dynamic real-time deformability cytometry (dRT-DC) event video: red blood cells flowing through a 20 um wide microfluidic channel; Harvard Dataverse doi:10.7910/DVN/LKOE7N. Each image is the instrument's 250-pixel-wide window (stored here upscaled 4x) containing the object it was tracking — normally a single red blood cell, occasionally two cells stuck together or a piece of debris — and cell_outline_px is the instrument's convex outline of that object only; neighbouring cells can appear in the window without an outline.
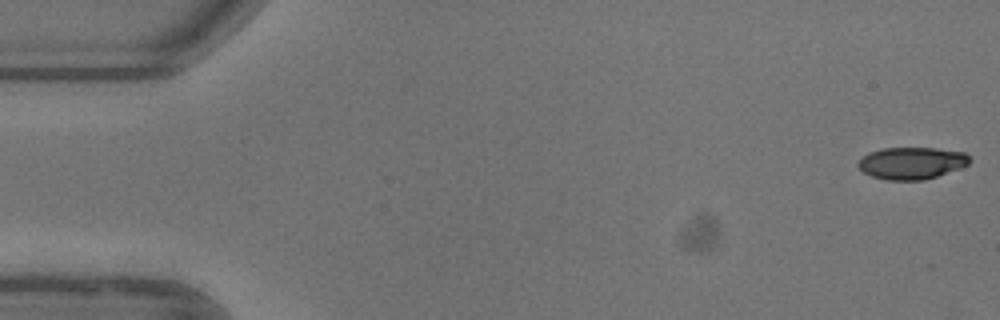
{"species": "common noctule bat (a hibernating species)", "species_latin": "Nyctalus noctula", "temperature_condition": "warm", "stored_images_in_passage": 53, "camera_frame_rate_fps": 3000, "um_per_image_px": 0.085, "animal": {"sex": "female"}, "frame": {"image": 1, "passage_image": 1, "time_ms": 0.0, "image_size_px": [1000, 320], "cell_outline_px": [[972, 160], [968, 164], [936, 176], [924, 180], [888, 180], [872, 176], [864, 172], [856, 164], [868, 152], [884, 148], [936, 148], [964, 152]], "centroid_in_image_um": [77.48, 13.85], "position_along_channel_um": 7.5, "area_um2": 20.58}}
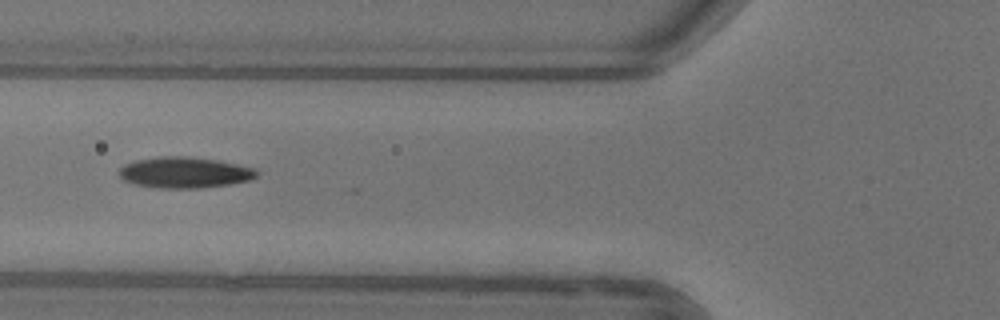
{"frame": {"image": 2, "passage_image": 20, "time_ms": 6.333, "image_size_px": [1000, 320], "cell_outline_px": [[260, 172], [252, 180], [228, 184], [200, 188], [160, 188], [136, 184], [124, 180], [120, 176], [120, 168], [124, 164], [136, 160], [156, 156], [188, 156], [220, 160], [256, 168]], "centroid_in_image_um": [15.74, 14.65], "position_along_channel_um": 110.1, "area_um2": 25.03}}
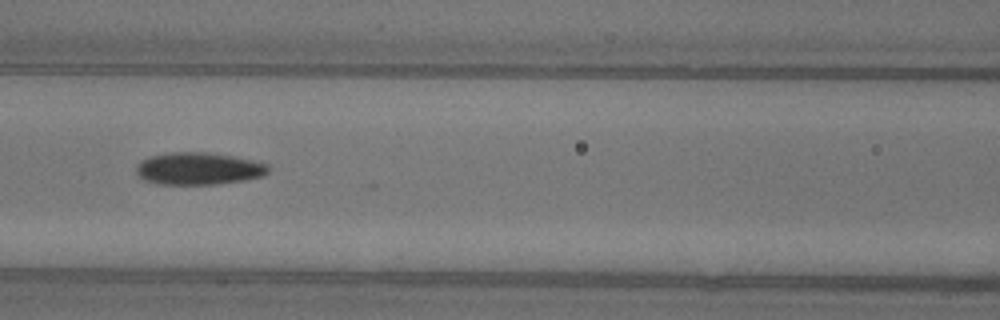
{"frame": {"image": 3, "passage_image": 23, "time_ms": 7.333, "image_size_px": [1000, 320], "cell_outline_px": [[268, 172], [260, 176], [244, 180], [216, 184], [160, 184], [144, 180], [136, 172], [136, 164], [140, 160], [148, 156], [168, 152], [208, 152], [232, 156], [268, 164]], "centroid_in_image_um": [16.81, 14.32], "position_along_channel_um": 149.8, "area_um2": 24.8}, "authors_computed_cell_mechanics": {"area_um2": 22.831, "velocity_mm_per_s": 3.9279, "shape_relaxation_time_tau1_ms": 3.878, "shape_relaxation_time_tau2_ms": 2.4221, "deformation_change_tau1": 0.1488, "deformation_change_tau2": 0.086}}